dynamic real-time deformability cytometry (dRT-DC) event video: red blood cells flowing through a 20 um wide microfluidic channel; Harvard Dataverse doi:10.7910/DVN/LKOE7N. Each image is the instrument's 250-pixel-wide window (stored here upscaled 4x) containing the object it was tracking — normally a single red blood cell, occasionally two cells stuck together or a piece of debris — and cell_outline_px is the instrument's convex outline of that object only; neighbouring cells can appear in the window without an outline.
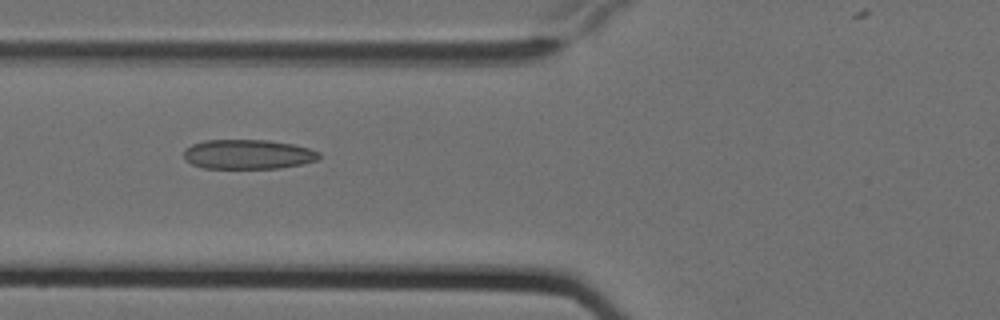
{"species": "Egyptian fruit bat (a non-hibernating species)", "species_latin": "Rousettus aegyptiacus", "temperature_condition": "cold", "stored_images_in_passage": 10, "camera_frame_rate_fps": 3000, "um_per_image_px": 0.085, "animal": {"sex": "female"}, "frame": {"image": 1, "passage_image": 2, "time_ms": 0.333, "image_size_px": [1000, 320], "cell_outline_px": [[320, 156], [316, 160], [300, 164], [280, 168], [204, 168], [192, 164], [184, 160], [184, 148], [192, 144], [204, 140], [268, 140], [292, 144], [308, 148], [320, 152]], "centroid_in_image_um": [21.04, 13.11], "position_along_channel_um": 104.8, "area_um2": 23.29}}
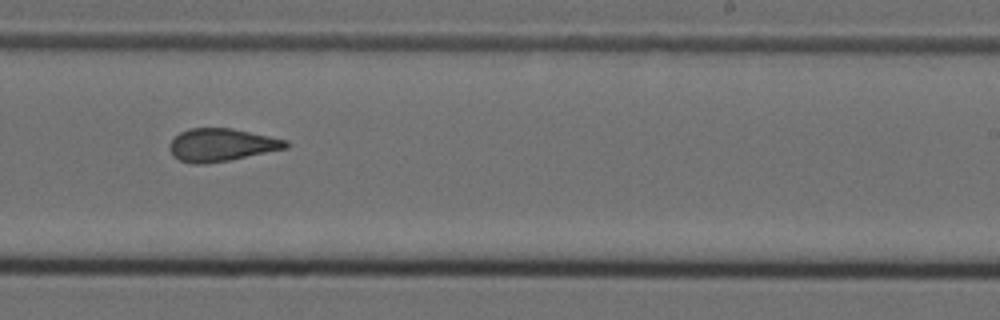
{"frame": {"image": 2, "passage_image": 6, "time_ms": 1.667, "image_size_px": [1000, 320], "cell_outline_px": [[288, 148], [228, 160], [204, 164], [192, 164], [180, 160], [172, 156], [168, 148], [168, 144], [180, 132], [188, 128], [232, 128], [288, 140]], "centroid_in_image_um": [18.79, 12.31], "position_along_channel_um": 270.2, "area_um2": 22.25}}
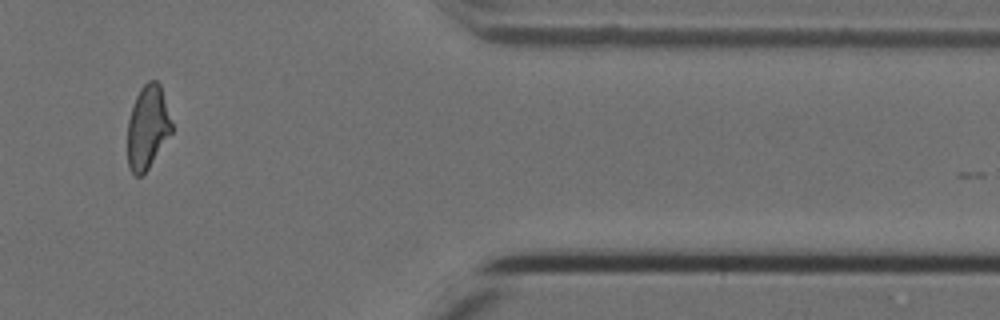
{"frame": {"image": 3, "passage_image": 9, "time_ms": 2.667, "image_size_px": [1000, 320], "cell_outline_px": [[172, 132], [144, 176], [136, 176], [128, 168], [128, 120], [132, 104], [140, 88], [148, 80], [156, 80], [160, 84], [172, 124]], "centroid_in_image_um": [12.53, 10.84], "position_along_channel_um": 398.9, "area_um2": 21.62}}